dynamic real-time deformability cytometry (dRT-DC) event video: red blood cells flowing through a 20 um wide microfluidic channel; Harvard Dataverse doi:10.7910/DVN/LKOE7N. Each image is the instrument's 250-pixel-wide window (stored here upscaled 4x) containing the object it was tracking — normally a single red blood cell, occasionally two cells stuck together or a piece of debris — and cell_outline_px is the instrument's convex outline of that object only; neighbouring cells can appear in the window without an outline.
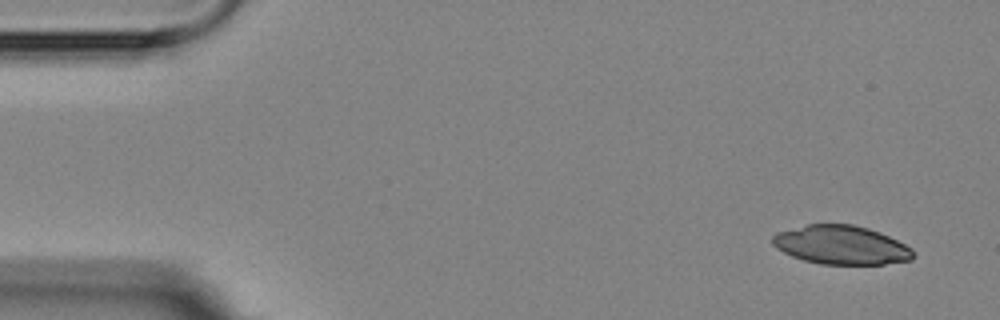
{"species": "Egyptian fruit bat (a non-hibernating species)", "species_latin": "Rousettus aegyptiacus", "temperature_condition": "room temperature", "stored_images_in_passage": 4, "camera_frame_rate_fps": 3000, "um_per_image_px": 0.085, "animal": {"sex": "female"}, "frame": {"image": 1, "passage_image": 1, "time_ms": 0.0, "image_size_px": [1000, 320], "cell_outline_px": [[916, 256], [912, 260], [884, 264], [820, 264], [804, 260], [792, 256], [776, 248], [772, 244], [772, 236], [776, 232], [808, 224], [852, 224], [868, 228], [880, 232], [912, 248]], "centroid_in_image_um": [71.5, 20.82], "position_along_channel_um": 13.5, "area_um2": 31.91}}
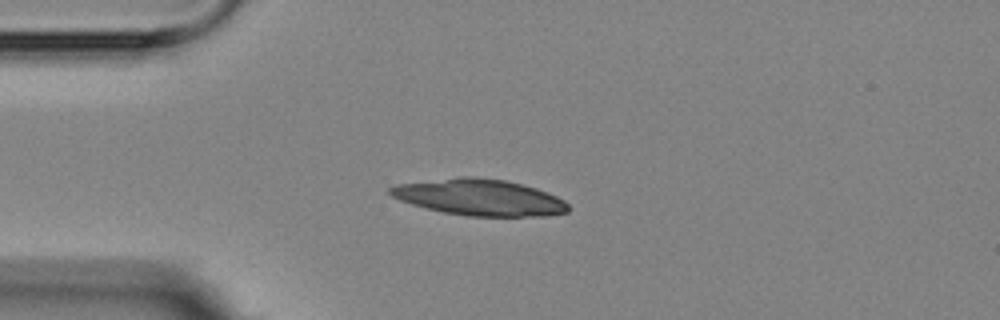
{"frame": {"image": 2, "passage_image": 4, "time_ms": 3.333, "image_size_px": [1000, 320], "cell_outline_px": [[568, 212], [548, 216], [468, 216], [444, 212], [412, 204], [400, 200], [392, 196], [388, 192], [388, 188], [396, 184], [460, 176], [476, 176], [504, 180], [536, 188], [556, 196], [564, 200], [568, 204]], "centroid_in_image_um": [40.75, 16.77], "position_along_channel_um": 44.2, "area_um2": 37.63}}